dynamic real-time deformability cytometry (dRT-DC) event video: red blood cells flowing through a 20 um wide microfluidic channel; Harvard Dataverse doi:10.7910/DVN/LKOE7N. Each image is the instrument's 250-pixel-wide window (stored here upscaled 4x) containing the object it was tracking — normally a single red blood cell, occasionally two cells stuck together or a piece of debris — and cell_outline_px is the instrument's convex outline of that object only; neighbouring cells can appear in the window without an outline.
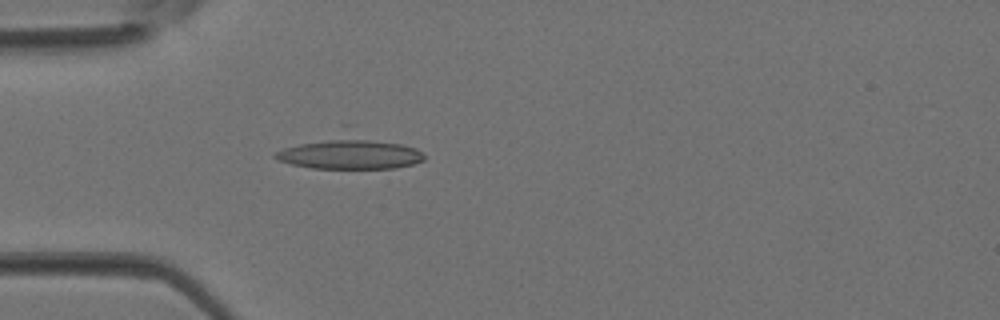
{"species": "Egyptian fruit bat (a non-hibernating species)", "species_latin": "Rousettus aegyptiacus", "temperature_condition": "room temperature", "stored_images_in_passage": 4, "camera_frame_rate_fps": 3000, "um_per_image_px": 0.085, "animal": {"sex": "female"}, "frame": {"image": 1, "passage_image": 4, "time_ms": 1.0, "image_size_px": [1000, 320], "cell_outline_px": [[424, 160], [412, 164], [396, 168], [312, 168], [292, 164], [280, 160], [272, 156], [276, 152], [284, 148], [344, 124], [352, 124], [416, 148], [424, 156]], "centroid_in_image_um": [29.74, 12.8], "position_along_channel_um": 55.3, "area_um2": 31.44}}